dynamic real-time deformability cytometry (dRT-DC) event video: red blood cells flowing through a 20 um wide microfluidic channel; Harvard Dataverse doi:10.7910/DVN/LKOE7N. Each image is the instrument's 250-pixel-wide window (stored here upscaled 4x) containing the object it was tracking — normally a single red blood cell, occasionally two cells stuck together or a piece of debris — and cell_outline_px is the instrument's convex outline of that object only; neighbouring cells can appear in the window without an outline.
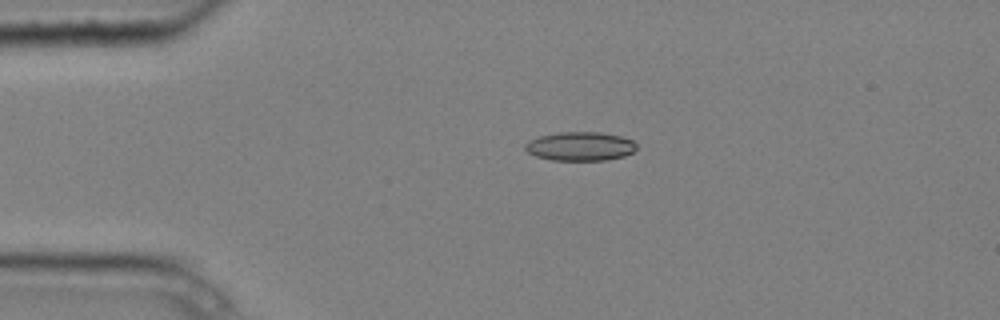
{"species": "common noctule bat (a hibernating species)", "species_latin": "Nyctalus noctula", "temperature_condition": "cold", "stored_images_in_passage": 4, "camera_frame_rate_fps": 3000, "um_per_image_px": 0.085, "animal": {"sex": "male", "body_mass_g": 20.4}, "frame": {"image": 1, "passage_image": 3, "time_ms": 0.667, "image_size_px": [1000, 320], "cell_outline_px": [[636, 148], [632, 152], [624, 156], [604, 160], [552, 160], [536, 156], [528, 152], [524, 148], [524, 144], [528, 140], [540, 136], [560, 132], [600, 132], [620, 136], [632, 140], [636, 144]], "centroid_in_image_um": [49.29, 12.43], "position_along_channel_um": 35.7, "area_um2": 18.67}}